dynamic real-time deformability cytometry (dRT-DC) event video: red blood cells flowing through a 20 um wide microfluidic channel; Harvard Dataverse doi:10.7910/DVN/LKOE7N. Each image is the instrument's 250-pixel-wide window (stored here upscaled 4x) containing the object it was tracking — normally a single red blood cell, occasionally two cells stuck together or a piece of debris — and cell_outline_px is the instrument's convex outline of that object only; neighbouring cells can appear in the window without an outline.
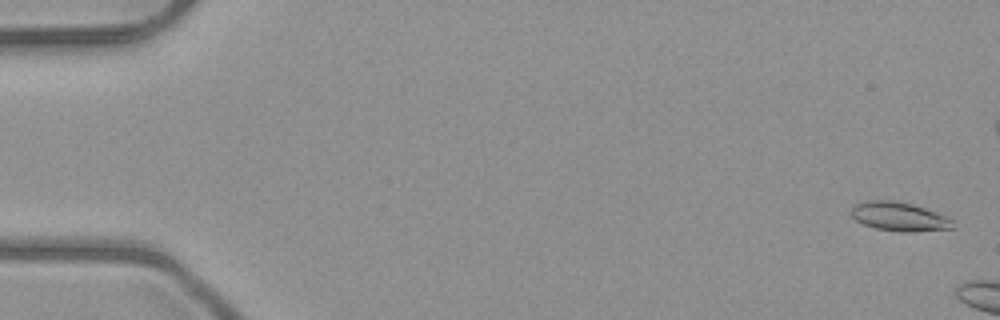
{"species": "common noctule bat (a hibernating species)", "species_latin": "Nyctalus noctula", "temperature_condition": "room temperature", "stored_images_in_passage": 6, "camera_frame_rate_fps": 3000, "um_per_image_px": 0.085, "animal": {"sex": "male", "body_mass_g": 23.1, "forearm_length_mm": 52.7}, "frame": {"image": 1, "passage_image": 2, "time_ms": 0.333, "image_size_px": [1000, 320], "cell_outline_px": [[952, 228], [912, 232], [900, 232], [876, 228], [864, 224], [856, 220], [852, 216], [852, 208], [856, 204], [864, 200], [892, 200], [912, 204], [948, 216], [952, 220]], "centroid_in_image_um": [76.43, 18.4], "position_along_channel_um": 8.6, "area_um2": 16.99}}